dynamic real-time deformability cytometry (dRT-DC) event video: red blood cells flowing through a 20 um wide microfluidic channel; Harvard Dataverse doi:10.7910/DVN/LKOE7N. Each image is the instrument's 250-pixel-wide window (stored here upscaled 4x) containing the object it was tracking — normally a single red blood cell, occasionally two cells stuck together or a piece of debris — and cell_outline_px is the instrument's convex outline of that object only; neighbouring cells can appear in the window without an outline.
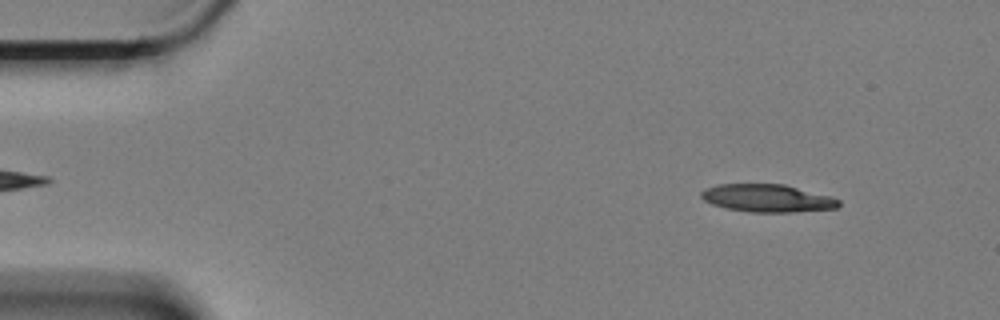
{"species": "Egyptian fruit bat (a non-hibernating species)", "species_latin": "Rousettus aegyptiacus", "temperature_condition": "cold", "stored_images_in_passage": 57, "camera_frame_rate_fps": 3000, "um_per_image_px": 0.085, "animal": {"sex": "female"}, "frame": {"image": 1, "passage_image": 4, "time_ms": 1.0, "image_size_px": [1000, 320], "cell_outline_px": [[840, 204], [836, 208], [792, 212], [748, 212], [728, 208], [712, 204], [704, 200], [700, 196], [700, 192], [704, 188], [716, 184], [784, 184], [832, 196], [840, 200]], "centroid_in_image_um": [65.21, 16.84], "position_along_channel_um": 19.8, "area_um2": 22.31}}
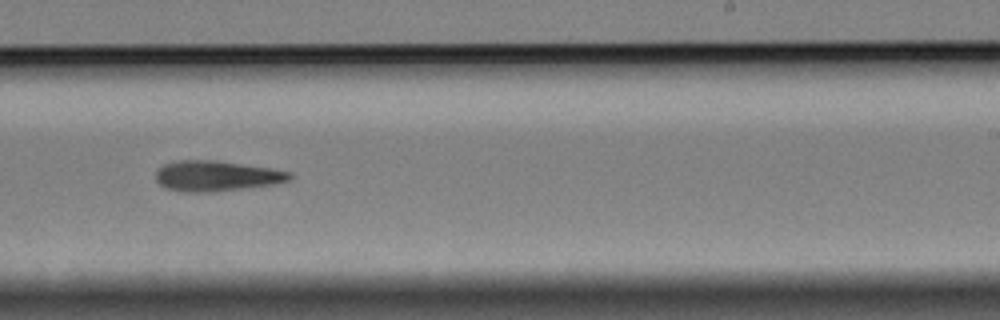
{"frame": {"image": 2, "passage_image": 34, "time_ms": 11.0, "image_size_px": [1000, 320], "cell_outline_px": [[292, 180], [276, 184], [212, 192], [180, 192], [164, 188], [156, 180], [156, 168], [164, 164], [176, 160], [216, 160], [272, 168], [292, 172]], "centroid_in_image_um": [18.39, 14.95], "position_along_channel_um": 270.6, "area_um2": 24.16}}
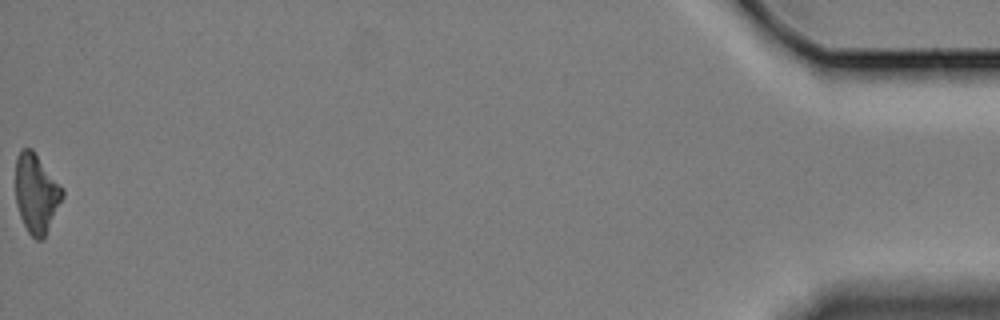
{"frame": {"image": 3, "passage_image": 57, "time_ms": 18.667, "image_size_px": [1000, 320], "cell_outline_px": [[64, 196], [44, 240], [36, 240], [28, 232], [20, 216], [16, 204], [16, 156], [20, 148], [32, 148], [64, 188]], "centroid_in_image_um": [3.1, 16.43], "position_along_channel_um": 432.1, "area_um2": 21.96}, "authors_computed_cell_mechanics": {"area_um2": 23.12, "velocity_mm_per_s": 3.3552, "shape_relaxation_time_tau1_ms": 6.7187, "shape_relaxation_time_tau2_ms": null, "deformation_change_tau1": 0.1696, "deformation_change_tau2": null}}